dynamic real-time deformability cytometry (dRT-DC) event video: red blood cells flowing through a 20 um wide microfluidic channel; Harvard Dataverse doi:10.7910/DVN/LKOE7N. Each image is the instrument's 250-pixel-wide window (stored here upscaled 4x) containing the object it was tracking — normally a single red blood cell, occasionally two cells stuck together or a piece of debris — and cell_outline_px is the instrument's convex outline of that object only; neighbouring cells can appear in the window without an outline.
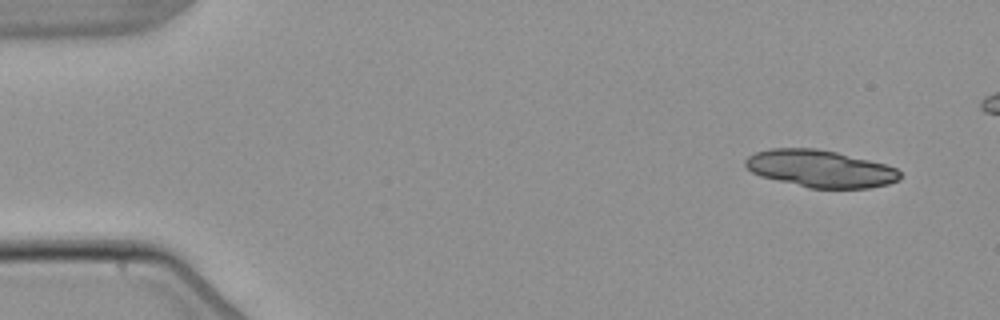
{"species": "common noctule bat (a hibernating species)", "species_latin": "Nyctalus noctula", "temperature_condition": "warm", "stored_images_in_passage": 5, "camera_frame_rate_fps": 3000, "um_per_image_px": 0.085, "animal": {"sex": "male", "body_mass_g": 21.5, "forearm_length_mm": 52.0}, "frame": {"image": 1, "passage_image": 1, "time_ms": 0.0, "image_size_px": [1000, 320], "cell_outline_px": [[900, 180], [888, 184], [868, 188], [808, 188], [760, 176], [744, 168], [744, 160], [748, 156], [756, 152], [772, 148], [816, 148], [836, 152], [884, 164], [896, 168], [900, 172]], "centroid_in_image_um": [69.68, 14.34], "position_along_channel_um": 15.3, "area_um2": 33.52}}